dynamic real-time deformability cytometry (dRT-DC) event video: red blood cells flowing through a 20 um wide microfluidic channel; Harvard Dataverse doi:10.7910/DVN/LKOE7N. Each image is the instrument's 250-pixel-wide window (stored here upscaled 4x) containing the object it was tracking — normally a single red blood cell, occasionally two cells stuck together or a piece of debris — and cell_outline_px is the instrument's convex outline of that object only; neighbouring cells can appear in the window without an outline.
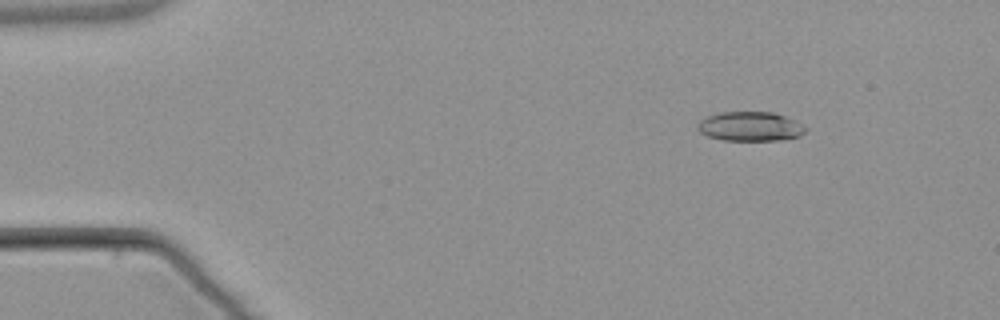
{"species": "common noctule bat (a hibernating species)", "species_latin": "Nyctalus noctula", "temperature_condition": "warm", "stored_images_in_passage": 4, "camera_frame_rate_fps": 3000, "um_per_image_px": 0.085, "animal": {"sex": "male", "body_mass_g": 21.5, "forearm_length_mm": 52.0}, "frame": {"image": 1, "passage_image": 2, "time_ms": 2.0, "image_size_px": [1000, 320], "cell_outline_px": [[808, 128], [800, 136], [784, 140], [720, 140], [708, 136], [700, 132], [696, 128], [696, 124], [700, 120], [708, 116], [720, 112], [772, 112], [784, 116]], "centroid_in_image_um": [63.73, 10.75], "position_along_channel_um": 21.3, "area_um2": 18.44}}